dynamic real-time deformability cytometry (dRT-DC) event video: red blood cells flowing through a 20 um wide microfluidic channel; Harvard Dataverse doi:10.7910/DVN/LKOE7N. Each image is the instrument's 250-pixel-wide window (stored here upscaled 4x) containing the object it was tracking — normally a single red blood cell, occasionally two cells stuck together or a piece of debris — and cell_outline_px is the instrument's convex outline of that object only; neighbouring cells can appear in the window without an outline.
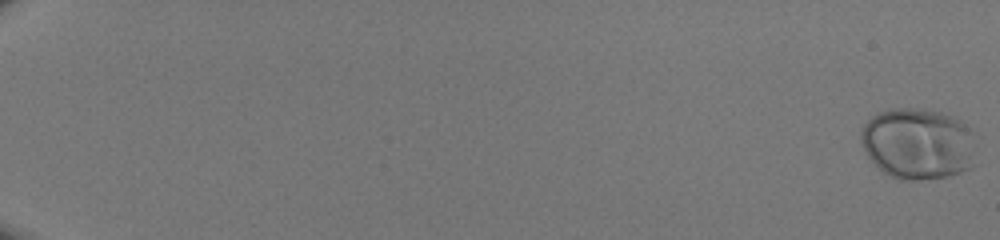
{"species": "human", "species_latin": "Homo sapiens", "temperature_condition": "room temperature", "stored_images_in_passage": 52, "camera_frame_rate_fps": 3000, "um_per_image_px": 0.085, "donor": {"sex": "male"}, "frame": {"image": 1, "passage_image": 1, "time_ms": 0.0, "image_size_px": [1000, 240], "cell_outline_px": [[972, 168], [948, 176], [916, 180], [900, 180], [884, 172], [868, 156], [860, 140], [860, 132], [864, 124], [872, 116], [880, 112], [896, 108], [920, 108], [940, 112], [952, 116], [960, 120], [972, 132]], "centroid_in_image_um": [77.99, 12.2], "position_along_channel_um": 7.0, "area_um2": 47.45}}
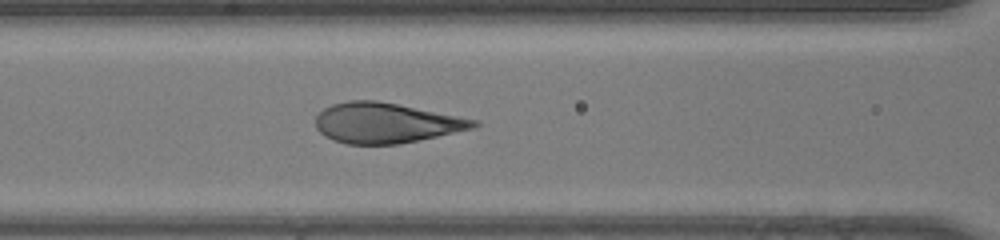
{"frame": {"image": 2, "passage_image": 27, "time_ms": 8.667, "image_size_px": [1000, 240], "cell_outline_px": [[480, 124], [476, 128], [400, 144], [348, 144], [332, 140], [324, 136], [316, 128], [316, 116], [324, 108], [332, 104], [348, 100], [376, 100], [480, 120]], "centroid_in_image_um": [32.82, 10.45], "position_along_channel_um": 133.8, "area_um2": 37.17}}
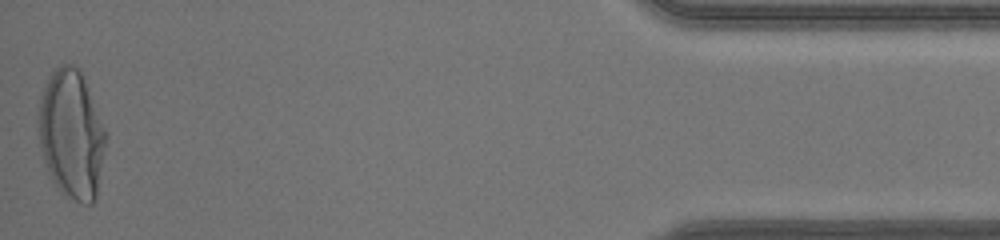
{"frame": {"image": 3, "passage_image": 52, "time_ms": 17.0, "image_size_px": [1000, 240], "cell_outline_px": [[108, 136], [96, 196], [92, 204], [84, 204], [64, 196], [60, 192], [52, 180], [44, 160], [40, 144], [40, 96], [48, 76], [60, 64], [72, 64], [80, 68]], "centroid_in_image_um": [6.1, 11.42], "position_along_channel_um": 429.1, "area_um2": 50.4}}